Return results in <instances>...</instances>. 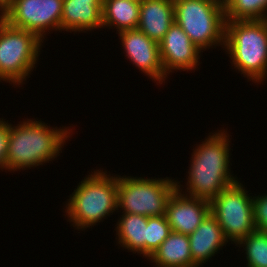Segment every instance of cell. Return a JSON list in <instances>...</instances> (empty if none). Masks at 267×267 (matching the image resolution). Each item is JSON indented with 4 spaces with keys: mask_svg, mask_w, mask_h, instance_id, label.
Wrapping results in <instances>:
<instances>
[{
    "mask_svg": "<svg viewBox=\"0 0 267 267\" xmlns=\"http://www.w3.org/2000/svg\"><path fill=\"white\" fill-rule=\"evenodd\" d=\"M218 132L209 135L192 154L187 179L188 196L211 201L237 182L229 172L228 134L224 130Z\"/></svg>",
    "mask_w": 267,
    "mask_h": 267,
    "instance_id": "obj_1",
    "label": "cell"
},
{
    "mask_svg": "<svg viewBox=\"0 0 267 267\" xmlns=\"http://www.w3.org/2000/svg\"><path fill=\"white\" fill-rule=\"evenodd\" d=\"M68 130L51 129L44 122L29 119L14 127L10 124L7 170L36 167L52 161L69 137L71 130Z\"/></svg>",
    "mask_w": 267,
    "mask_h": 267,
    "instance_id": "obj_2",
    "label": "cell"
},
{
    "mask_svg": "<svg viewBox=\"0 0 267 267\" xmlns=\"http://www.w3.org/2000/svg\"><path fill=\"white\" fill-rule=\"evenodd\" d=\"M225 47L236 70L255 83L266 79L267 19L226 20Z\"/></svg>",
    "mask_w": 267,
    "mask_h": 267,
    "instance_id": "obj_3",
    "label": "cell"
},
{
    "mask_svg": "<svg viewBox=\"0 0 267 267\" xmlns=\"http://www.w3.org/2000/svg\"><path fill=\"white\" fill-rule=\"evenodd\" d=\"M96 170L85 177L70 195L66 205L67 217L77 229L96 225L117 208V177Z\"/></svg>",
    "mask_w": 267,
    "mask_h": 267,
    "instance_id": "obj_4",
    "label": "cell"
},
{
    "mask_svg": "<svg viewBox=\"0 0 267 267\" xmlns=\"http://www.w3.org/2000/svg\"><path fill=\"white\" fill-rule=\"evenodd\" d=\"M175 22L200 49L225 45V11L208 0H173Z\"/></svg>",
    "mask_w": 267,
    "mask_h": 267,
    "instance_id": "obj_5",
    "label": "cell"
},
{
    "mask_svg": "<svg viewBox=\"0 0 267 267\" xmlns=\"http://www.w3.org/2000/svg\"><path fill=\"white\" fill-rule=\"evenodd\" d=\"M43 41L33 32L11 26L0 15V81L20 85L26 81Z\"/></svg>",
    "mask_w": 267,
    "mask_h": 267,
    "instance_id": "obj_6",
    "label": "cell"
},
{
    "mask_svg": "<svg viewBox=\"0 0 267 267\" xmlns=\"http://www.w3.org/2000/svg\"><path fill=\"white\" fill-rule=\"evenodd\" d=\"M176 189V181L168 177L145 179L117 176V208H122L123 213L164 216L168 200Z\"/></svg>",
    "mask_w": 267,
    "mask_h": 267,
    "instance_id": "obj_7",
    "label": "cell"
},
{
    "mask_svg": "<svg viewBox=\"0 0 267 267\" xmlns=\"http://www.w3.org/2000/svg\"><path fill=\"white\" fill-rule=\"evenodd\" d=\"M247 193L237 181L210 201V213L216 218L225 238L236 245L242 238L257 230L253 198Z\"/></svg>",
    "mask_w": 267,
    "mask_h": 267,
    "instance_id": "obj_8",
    "label": "cell"
},
{
    "mask_svg": "<svg viewBox=\"0 0 267 267\" xmlns=\"http://www.w3.org/2000/svg\"><path fill=\"white\" fill-rule=\"evenodd\" d=\"M62 8L63 0H12L2 11V18L43 40L48 30H61Z\"/></svg>",
    "mask_w": 267,
    "mask_h": 267,
    "instance_id": "obj_9",
    "label": "cell"
},
{
    "mask_svg": "<svg viewBox=\"0 0 267 267\" xmlns=\"http://www.w3.org/2000/svg\"><path fill=\"white\" fill-rule=\"evenodd\" d=\"M118 33L129 60L152 80L162 84L167 76L160 58L159 43L138 29L123 30Z\"/></svg>",
    "mask_w": 267,
    "mask_h": 267,
    "instance_id": "obj_10",
    "label": "cell"
},
{
    "mask_svg": "<svg viewBox=\"0 0 267 267\" xmlns=\"http://www.w3.org/2000/svg\"><path fill=\"white\" fill-rule=\"evenodd\" d=\"M178 184L176 181L177 189L168 200L165 217L173 232L190 235L210 213V201L184 196Z\"/></svg>",
    "mask_w": 267,
    "mask_h": 267,
    "instance_id": "obj_11",
    "label": "cell"
},
{
    "mask_svg": "<svg viewBox=\"0 0 267 267\" xmlns=\"http://www.w3.org/2000/svg\"><path fill=\"white\" fill-rule=\"evenodd\" d=\"M159 50L166 76L172 70L188 71L196 69L201 53V50L176 22L171 25L159 42Z\"/></svg>",
    "mask_w": 267,
    "mask_h": 267,
    "instance_id": "obj_12",
    "label": "cell"
},
{
    "mask_svg": "<svg viewBox=\"0 0 267 267\" xmlns=\"http://www.w3.org/2000/svg\"><path fill=\"white\" fill-rule=\"evenodd\" d=\"M192 267H199L212 258L227 240L216 218L209 213L196 230L188 235ZM216 252V253H215Z\"/></svg>",
    "mask_w": 267,
    "mask_h": 267,
    "instance_id": "obj_13",
    "label": "cell"
},
{
    "mask_svg": "<svg viewBox=\"0 0 267 267\" xmlns=\"http://www.w3.org/2000/svg\"><path fill=\"white\" fill-rule=\"evenodd\" d=\"M174 22L173 0H142L140 2L137 29L150 39L159 43Z\"/></svg>",
    "mask_w": 267,
    "mask_h": 267,
    "instance_id": "obj_14",
    "label": "cell"
},
{
    "mask_svg": "<svg viewBox=\"0 0 267 267\" xmlns=\"http://www.w3.org/2000/svg\"><path fill=\"white\" fill-rule=\"evenodd\" d=\"M103 0H63L61 31L102 28Z\"/></svg>",
    "mask_w": 267,
    "mask_h": 267,
    "instance_id": "obj_15",
    "label": "cell"
},
{
    "mask_svg": "<svg viewBox=\"0 0 267 267\" xmlns=\"http://www.w3.org/2000/svg\"><path fill=\"white\" fill-rule=\"evenodd\" d=\"M149 260L157 267H192L188 235L172 231Z\"/></svg>",
    "mask_w": 267,
    "mask_h": 267,
    "instance_id": "obj_16",
    "label": "cell"
},
{
    "mask_svg": "<svg viewBox=\"0 0 267 267\" xmlns=\"http://www.w3.org/2000/svg\"><path fill=\"white\" fill-rule=\"evenodd\" d=\"M140 2L130 0H103L102 27L115 26L117 31L137 29Z\"/></svg>",
    "mask_w": 267,
    "mask_h": 267,
    "instance_id": "obj_17",
    "label": "cell"
},
{
    "mask_svg": "<svg viewBox=\"0 0 267 267\" xmlns=\"http://www.w3.org/2000/svg\"><path fill=\"white\" fill-rule=\"evenodd\" d=\"M148 217L131 213H124L116 227L118 243L133 252L146 257V229Z\"/></svg>",
    "mask_w": 267,
    "mask_h": 267,
    "instance_id": "obj_18",
    "label": "cell"
},
{
    "mask_svg": "<svg viewBox=\"0 0 267 267\" xmlns=\"http://www.w3.org/2000/svg\"><path fill=\"white\" fill-rule=\"evenodd\" d=\"M224 11L226 20H265L267 0H229Z\"/></svg>",
    "mask_w": 267,
    "mask_h": 267,
    "instance_id": "obj_19",
    "label": "cell"
},
{
    "mask_svg": "<svg viewBox=\"0 0 267 267\" xmlns=\"http://www.w3.org/2000/svg\"><path fill=\"white\" fill-rule=\"evenodd\" d=\"M237 244L245 246L247 267H267V232L255 230Z\"/></svg>",
    "mask_w": 267,
    "mask_h": 267,
    "instance_id": "obj_20",
    "label": "cell"
},
{
    "mask_svg": "<svg viewBox=\"0 0 267 267\" xmlns=\"http://www.w3.org/2000/svg\"><path fill=\"white\" fill-rule=\"evenodd\" d=\"M172 232L164 216L148 217L146 229V257L149 259Z\"/></svg>",
    "mask_w": 267,
    "mask_h": 267,
    "instance_id": "obj_21",
    "label": "cell"
},
{
    "mask_svg": "<svg viewBox=\"0 0 267 267\" xmlns=\"http://www.w3.org/2000/svg\"><path fill=\"white\" fill-rule=\"evenodd\" d=\"M253 196L254 223L258 231L267 232V195Z\"/></svg>",
    "mask_w": 267,
    "mask_h": 267,
    "instance_id": "obj_22",
    "label": "cell"
},
{
    "mask_svg": "<svg viewBox=\"0 0 267 267\" xmlns=\"http://www.w3.org/2000/svg\"><path fill=\"white\" fill-rule=\"evenodd\" d=\"M10 124L0 119V168L6 169Z\"/></svg>",
    "mask_w": 267,
    "mask_h": 267,
    "instance_id": "obj_23",
    "label": "cell"
},
{
    "mask_svg": "<svg viewBox=\"0 0 267 267\" xmlns=\"http://www.w3.org/2000/svg\"><path fill=\"white\" fill-rule=\"evenodd\" d=\"M12 0H0V14L11 3Z\"/></svg>",
    "mask_w": 267,
    "mask_h": 267,
    "instance_id": "obj_24",
    "label": "cell"
},
{
    "mask_svg": "<svg viewBox=\"0 0 267 267\" xmlns=\"http://www.w3.org/2000/svg\"><path fill=\"white\" fill-rule=\"evenodd\" d=\"M211 1L219 6H221L222 8H225V6L227 5L229 0H208Z\"/></svg>",
    "mask_w": 267,
    "mask_h": 267,
    "instance_id": "obj_25",
    "label": "cell"
},
{
    "mask_svg": "<svg viewBox=\"0 0 267 267\" xmlns=\"http://www.w3.org/2000/svg\"><path fill=\"white\" fill-rule=\"evenodd\" d=\"M130 1H136V2H141L142 0H130Z\"/></svg>",
    "mask_w": 267,
    "mask_h": 267,
    "instance_id": "obj_26",
    "label": "cell"
}]
</instances>
